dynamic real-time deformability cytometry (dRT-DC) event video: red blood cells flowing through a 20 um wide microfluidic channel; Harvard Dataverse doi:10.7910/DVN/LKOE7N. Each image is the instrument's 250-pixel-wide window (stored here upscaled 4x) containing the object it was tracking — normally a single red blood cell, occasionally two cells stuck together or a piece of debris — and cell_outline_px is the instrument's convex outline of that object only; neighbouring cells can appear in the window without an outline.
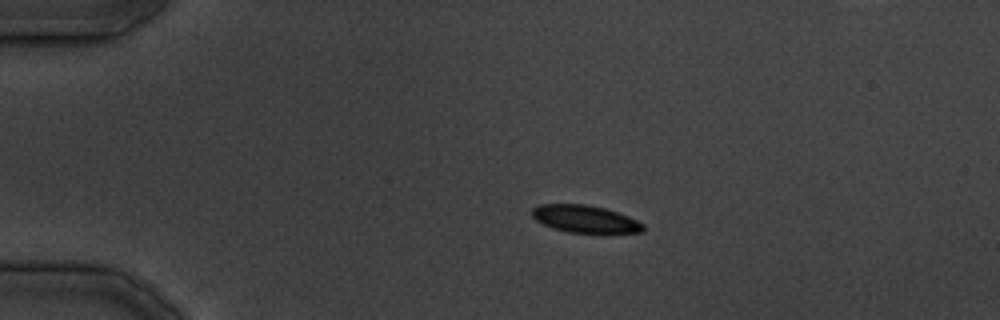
{"species": "common noctule bat (a hibernating species)", "species_latin": "Nyctalus noctula", "temperature_condition": "cold", "stored_images_in_passage": 11, "camera_frame_rate_fps": 3000, "um_per_image_px": 0.085, "animal": {"sex": "male", "body_mass_g": 19.5, "forearm_length_mm": 54.6}, "frame": {"image": 1, "passage_image": 5, "time_ms": 5.333, "image_size_px": [1000, 320], "cell_outline_px": [[644, 232], [568, 232], [552, 228], [536, 220], [532, 216], [532, 208], [540, 204], [584, 204], [604, 208], [628, 216], [644, 224]], "centroid_in_image_um": [49.7, 18.6], "position_along_channel_um": 35.3, "area_um2": 17.46}}